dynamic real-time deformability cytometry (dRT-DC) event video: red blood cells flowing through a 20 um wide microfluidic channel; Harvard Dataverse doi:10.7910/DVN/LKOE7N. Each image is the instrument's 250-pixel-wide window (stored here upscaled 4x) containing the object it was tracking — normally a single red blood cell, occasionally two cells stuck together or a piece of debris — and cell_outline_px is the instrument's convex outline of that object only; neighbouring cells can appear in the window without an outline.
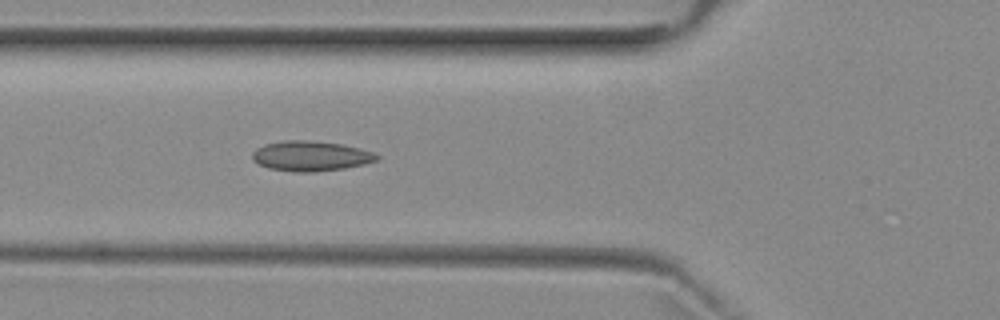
{"species": "common noctule bat (a hibernating species)", "species_latin": "Nyctalus noctula", "temperature_condition": "room temperature", "stored_images_in_passage": 4, "camera_frame_rate_fps": 3000, "um_per_image_px": 0.085, "animal": {"sex": "female", "body_mass_g": 29.2, "forearm_length_mm": 56.3}, "frame": {"image": 1, "passage_image": 4, "time_ms": 4.333, "image_size_px": [1000, 320], "cell_outline_px": [[380, 160], [364, 164], [344, 168], [316, 172], [292, 172], [268, 168], [252, 160], [252, 152], [256, 148], [264, 144], [284, 140], [304, 140], [344, 144], [376, 152], [380, 156]], "centroid_in_image_um": [26.44, 13.26], "position_along_channel_um": 99.4, "area_um2": 22.14}}